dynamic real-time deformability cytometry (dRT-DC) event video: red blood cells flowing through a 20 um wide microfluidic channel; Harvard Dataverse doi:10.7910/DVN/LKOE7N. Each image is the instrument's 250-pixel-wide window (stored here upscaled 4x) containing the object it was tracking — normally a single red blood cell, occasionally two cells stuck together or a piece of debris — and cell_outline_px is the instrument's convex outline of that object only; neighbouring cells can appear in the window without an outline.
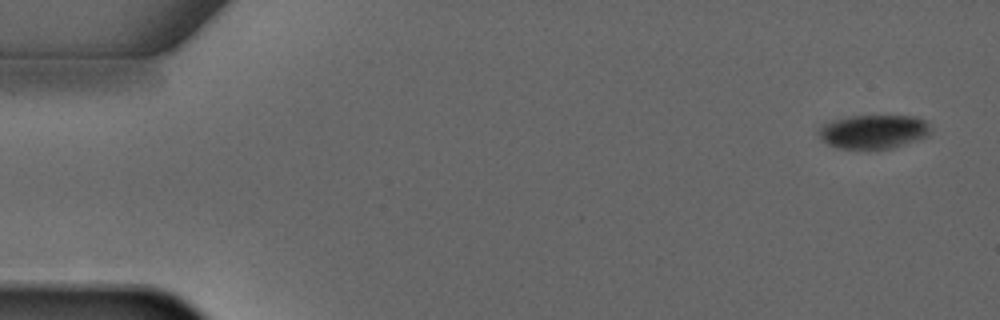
{"species": "common noctule bat (a hibernating species)", "species_latin": "Nyctalus noctula", "temperature_condition": "warm", "stored_images_in_passage": 7, "camera_frame_rate_fps": 3000, "um_per_image_px": 0.085, "animal": {"sex": "male", "forearm_length_mm": 52.5}, "frame": {"image": 1, "passage_image": 1, "time_ms": 0.0, "image_size_px": [1000, 320], "cell_outline_px": [[932, 132], [928, 136], [892, 148], [868, 152], [836, 148], [828, 144], [816, 132], [824, 124], [832, 120], [848, 116], [916, 116], [924, 120], [932, 128]], "centroid_in_image_um": [74.24, 11.23], "position_along_channel_um": 10.8, "area_um2": 22.83}}